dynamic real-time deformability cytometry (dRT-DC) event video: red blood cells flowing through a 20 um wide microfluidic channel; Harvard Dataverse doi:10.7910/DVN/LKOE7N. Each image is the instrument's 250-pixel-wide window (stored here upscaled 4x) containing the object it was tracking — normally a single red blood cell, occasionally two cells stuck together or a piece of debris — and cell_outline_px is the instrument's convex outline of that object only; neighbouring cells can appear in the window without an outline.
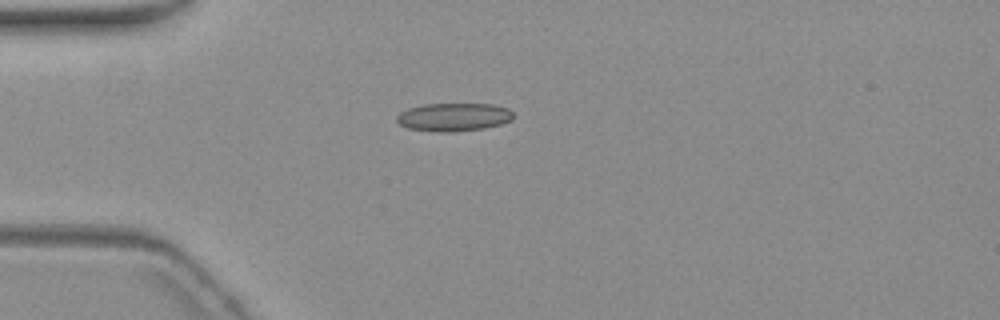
{"species": "common noctule bat (a hibernating species)", "species_latin": "Nyctalus noctula", "temperature_condition": "warm", "stored_images_in_passage": 3, "camera_frame_rate_fps": 3000, "um_per_image_px": 0.085, "animal": {"sex": "female", "body_mass_g": 19.3, "forearm_length_mm": 54.1}, "frame": {"image": 1, "passage_image": 1, "time_ms": 0.0, "image_size_px": [1000, 320], "cell_outline_px": [[512, 120], [500, 124], [484, 128], [452, 132], [436, 132], [408, 128], [400, 124], [396, 120], [396, 116], [400, 112], [408, 108], [424, 104], [492, 104], [508, 108], [512, 112]], "centroid_in_image_um": [38.54, 9.95], "position_along_channel_um": 46.5, "area_um2": 19.13}}
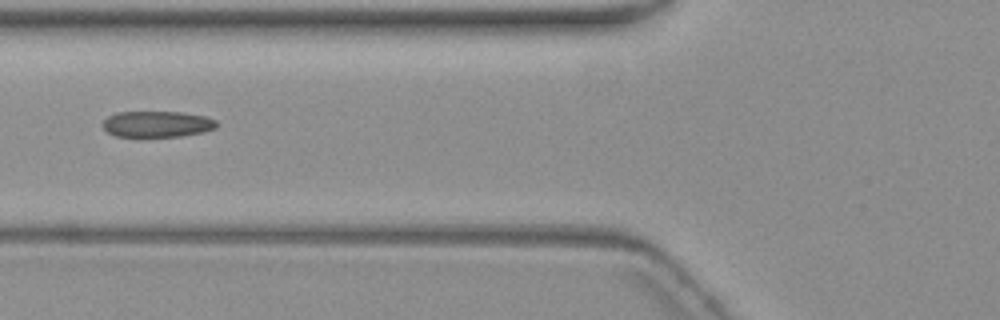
{"frame": {"image": 2, "passage_image": 3, "time_ms": 2.333, "image_size_px": [1000, 320], "cell_outline_px": [[220, 124], [216, 128], [204, 132], [180, 136], [116, 136], [108, 132], [104, 128], [104, 120], [108, 116], [116, 112], [180, 112], [204, 116], [216, 120]], "centroid_in_image_um": [13.4, 10.54], "position_along_channel_um": 112.4, "area_um2": 17.22}}